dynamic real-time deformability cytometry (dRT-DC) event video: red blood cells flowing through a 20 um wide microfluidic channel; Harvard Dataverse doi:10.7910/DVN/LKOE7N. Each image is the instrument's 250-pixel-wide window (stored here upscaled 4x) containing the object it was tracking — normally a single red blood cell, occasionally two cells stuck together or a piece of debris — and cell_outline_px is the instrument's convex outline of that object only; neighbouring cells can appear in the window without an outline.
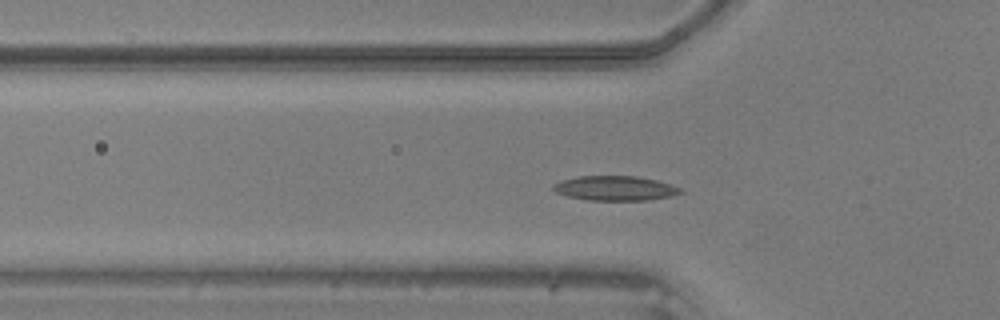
{"species": "common noctule bat (a hibernating species)", "species_latin": "Nyctalus noctula", "temperature_condition": "warm", "stored_images_in_passage": 46, "camera_frame_rate_fps": 3000, "um_per_image_px": 0.085, "animal": {"sex": "male", "body_mass_g": 20.5, "forearm_length_mm": 52.5}, "frame": {"image": 1, "passage_image": 13, "time_ms": 4.0, "image_size_px": [1000, 320], "cell_outline_px": [[684, 192], [672, 196], [648, 200], [588, 200], [568, 196], [556, 192], [552, 188], [552, 184], [560, 180], [580, 176], [636, 176], [656, 180], [672, 184], [680, 188]], "centroid_in_image_um": [52.29, 16.0], "position_along_channel_um": 73.5, "area_um2": 18.32}}
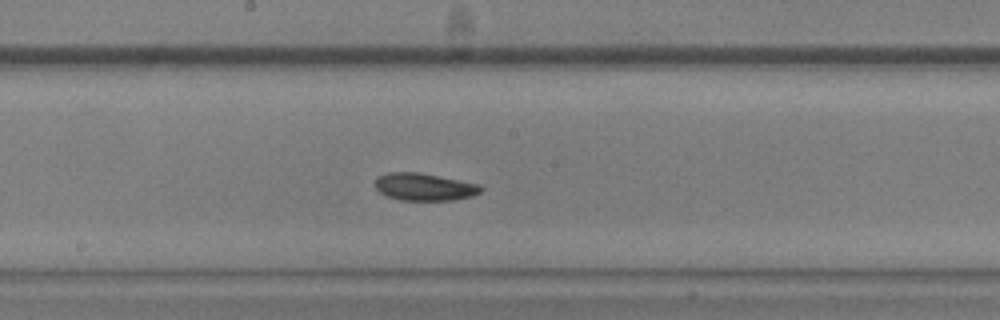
{"frame": {"image": 2, "passage_image": 23, "time_ms": 7.333, "image_size_px": [1000, 320], "cell_outline_px": [[484, 188], [480, 192], [472, 196], [452, 200], [400, 200], [388, 196], [380, 192], [376, 188], [376, 180], [380, 176], [388, 172], [420, 172], [480, 184]], "centroid_in_image_um": [36.1, 15.88], "position_along_channel_um": 212.1, "area_um2": 16.82}}
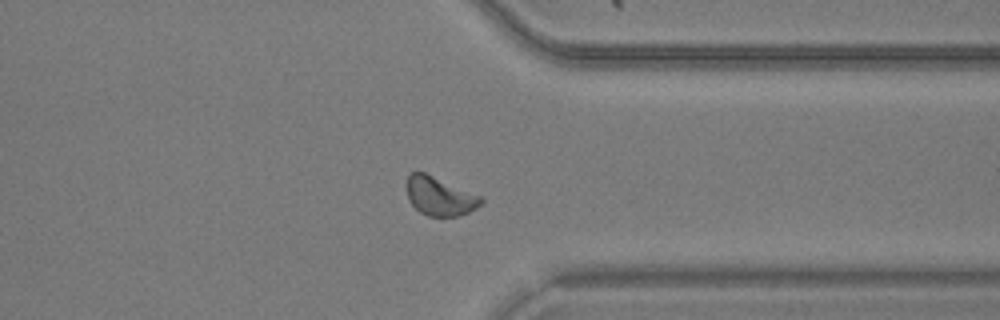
{"frame": {"image": 3, "passage_image": 35, "time_ms": 11.333, "image_size_px": [1000, 320], "cell_outline_px": [[484, 200], [476, 208], [460, 216], [428, 216], [420, 212], [408, 200], [404, 184], [408, 172], [424, 172], [480, 196]], "centroid_in_image_um": [37.3, 16.67], "position_along_channel_um": 374.1, "area_um2": 16.82}}